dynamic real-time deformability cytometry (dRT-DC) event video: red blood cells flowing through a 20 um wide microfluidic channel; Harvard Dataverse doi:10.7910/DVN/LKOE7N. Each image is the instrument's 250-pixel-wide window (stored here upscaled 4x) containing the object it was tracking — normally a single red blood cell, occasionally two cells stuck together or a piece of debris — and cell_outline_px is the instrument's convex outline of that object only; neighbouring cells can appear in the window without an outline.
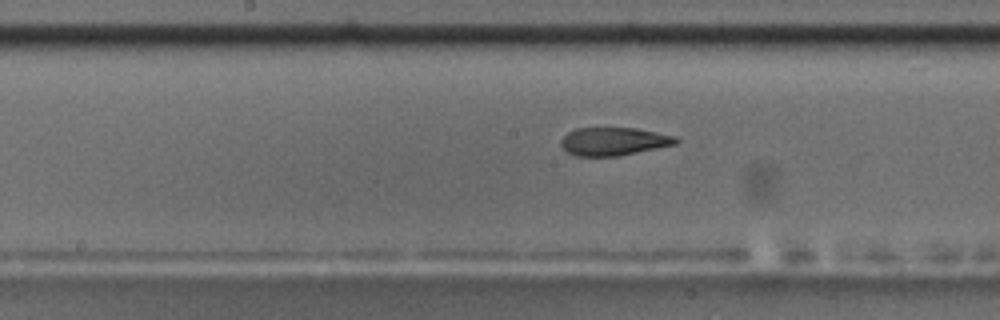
{"species": "common noctule bat (a hibernating species)", "species_latin": "Nyctalus noctula", "temperature_condition": "room temperature", "stored_images_in_passage": 38, "camera_frame_rate_fps": 3000, "um_per_image_px": 0.085, "animal": {"sex": "male", "body_mass_g": 17.5, "forearm_length_mm": 52.3}, "frame": {"image": 1, "passage_image": 12, "time_ms": 3.667, "image_size_px": [1000, 320], "cell_outline_px": [[680, 140], [676, 144], [616, 156], [576, 156], [568, 152], [560, 144], [560, 140], [568, 132], [576, 128], [636, 128], [676, 136]], "centroid_in_image_um": [52.16, 12.01], "position_along_channel_um": 196.0, "area_um2": 18.67}, "authors_computed_cell_mechanics": {"area_um2": 20.2878, "velocity_mm_per_s": 3.7322, "shape_relaxation_time_tau1_ms": 8.6097, "shape_relaxation_time_tau2_ms": 1.9913, "deformation_change_tau1": 0.2377, "deformation_change_tau2": 0.1049}}